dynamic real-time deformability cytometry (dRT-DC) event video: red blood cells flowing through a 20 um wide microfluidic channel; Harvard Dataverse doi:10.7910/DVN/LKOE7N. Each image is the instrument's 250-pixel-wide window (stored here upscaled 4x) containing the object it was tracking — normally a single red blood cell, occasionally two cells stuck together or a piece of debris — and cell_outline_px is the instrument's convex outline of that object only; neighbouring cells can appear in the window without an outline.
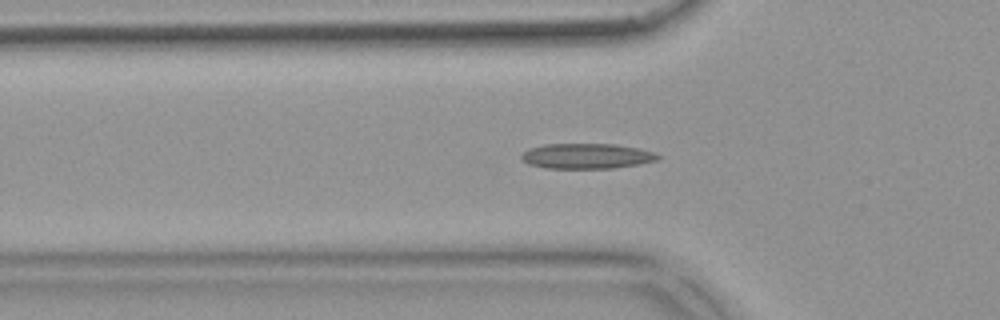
{"species": "common noctule bat (a hibernating species)", "species_latin": "Nyctalus noctula", "temperature_condition": "warm", "stored_images_in_passage": 52, "segment_of_instrument_passage": [1, 2], "camera_frame_rate_fps": 3000, "um_per_image_px": 0.085, "animal": {"sex": "female", "body_mass_g": 18.4}, "frame": {"image": 1, "passage_image": 16, "time_ms": 5.0, "image_size_px": [1000, 320], "cell_outline_px": [[660, 156], [656, 160], [640, 164], [616, 168], [544, 168], [528, 164], [520, 160], [520, 156], [528, 148], [544, 144], [616, 144], [640, 148], [656, 152]], "centroid_in_image_um": [49.86, 13.26], "position_along_channel_um": 75.9, "area_um2": 20.35}}
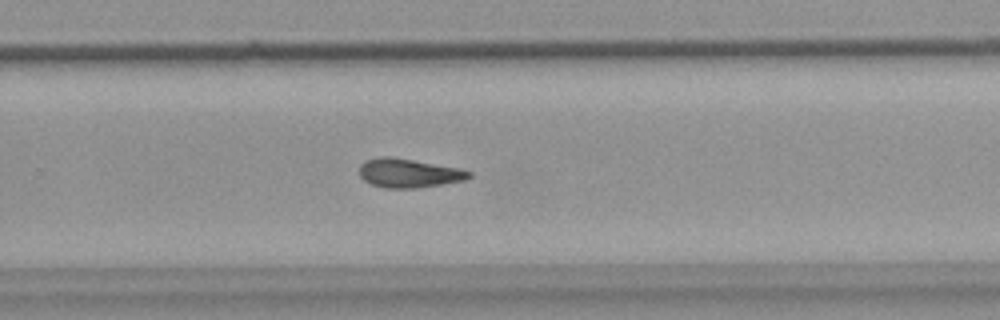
{"frame": {"image": 2, "passage_image": 33, "time_ms": 10.667, "image_size_px": [1000, 320], "cell_outline_px": [[472, 176], [464, 180], [416, 188], [384, 188], [372, 184], [364, 180], [360, 176], [360, 164], [364, 160], [380, 156], [388, 156], [460, 168], [472, 172]], "centroid_in_image_um": [34.72, 14.71], "position_along_channel_um": 295.1, "area_um2": 18.38}}
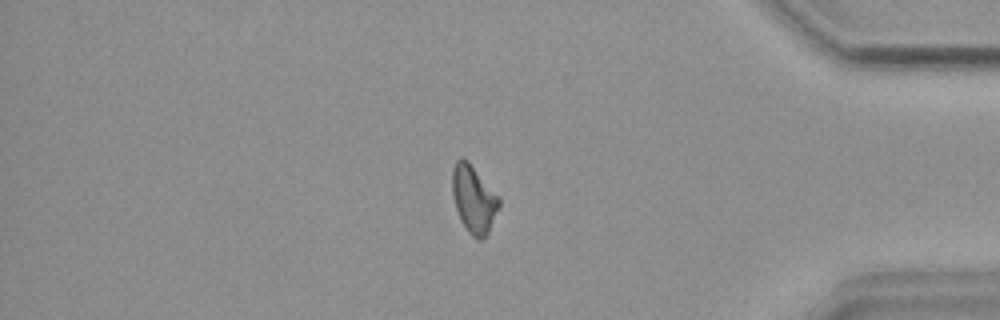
{"frame": {"image": 3, "passage_image": 43, "time_ms": 14.0, "image_size_px": [1000, 320], "cell_outline_px": [[500, 204], [488, 232], [480, 240], [476, 240], [468, 232], [460, 220], [452, 196], [452, 168], [456, 160], [460, 156], [468, 160], [500, 196]], "centroid_in_image_um": [40.25, 16.88], "position_along_channel_um": 394.9, "area_um2": 18.61}}